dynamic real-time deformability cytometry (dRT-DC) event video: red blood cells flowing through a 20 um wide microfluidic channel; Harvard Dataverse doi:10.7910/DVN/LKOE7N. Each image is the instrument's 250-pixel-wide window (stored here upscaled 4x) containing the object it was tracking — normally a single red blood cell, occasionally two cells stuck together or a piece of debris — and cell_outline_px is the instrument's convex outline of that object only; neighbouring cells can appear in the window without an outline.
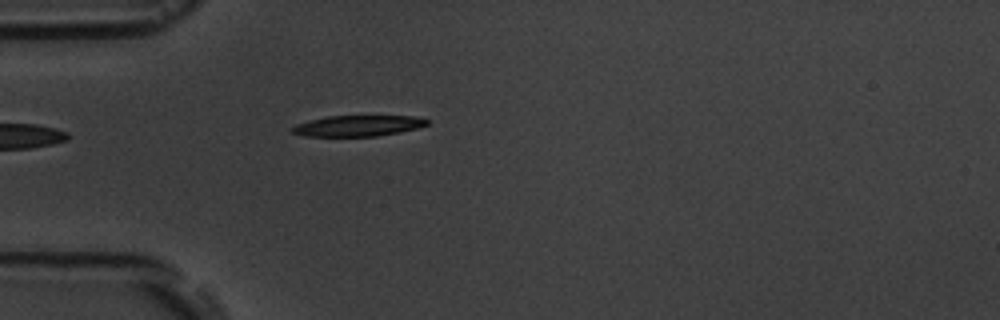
{"species": "common noctule bat (a hibernating species)", "species_latin": "Nyctalus noctula", "temperature_condition": "room temperature", "stored_images_in_passage": 5, "camera_frame_rate_fps": 3000, "um_per_image_px": 0.085, "animal": {"sex": "male", "body_mass_g": 19.5, "forearm_length_mm": 54.6}, "frame": {"image": 1, "passage_image": 5, "time_ms": 4.333, "image_size_px": [1000, 320], "cell_outline_px": [[428, 124], [416, 128], [400, 132], [376, 136], [304, 136], [292, 132], [288, 128], [296, 124], [308, 120], [328, 116], [412, 116], [428, 120]], "centroid_in_image_um": [30.35, 10.69], "position_along_channel_um": 54.6, "area_um2": 16.36}}